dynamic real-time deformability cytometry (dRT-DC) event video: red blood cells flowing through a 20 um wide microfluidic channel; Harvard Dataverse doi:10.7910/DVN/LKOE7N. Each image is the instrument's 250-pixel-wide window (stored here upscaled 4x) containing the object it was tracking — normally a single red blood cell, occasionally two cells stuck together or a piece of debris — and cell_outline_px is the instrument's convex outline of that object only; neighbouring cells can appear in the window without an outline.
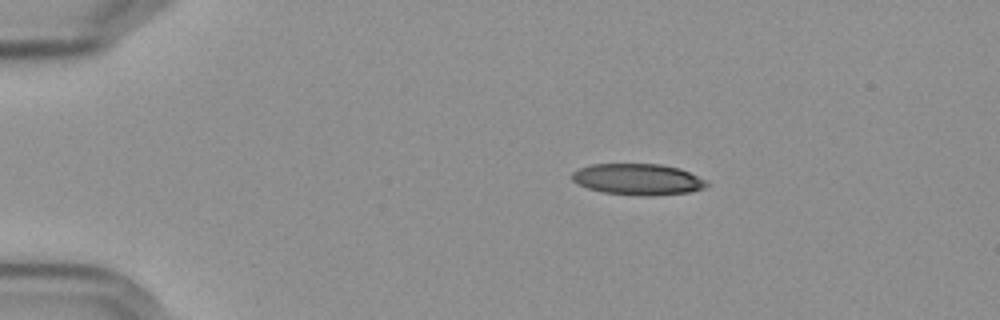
{"species": "Egyptian fruit bat (a non-hibernating species)", "species_latin": "Rousettus aegyptiacus", "temperature_condition": "cold", "stored_images_in_passage": 47, "camera_frame_rate_fps": 3000, "um_per_image_px": 0.085, "frame": {"image": 1, "passage_image": 1, "time_ms": 0.0, "image_size_px": [1000, 320], "cell_outline_px": [[708, 184], [704, 188], [688, 192], [644, 196], [604, 192], [588, 188], [576, 184], [572, 180], [572, 172], [580, 168], [592, 164], [660, 164], [680, 168], [704, 180]], "centroid_in_image_um": [54.17, 15.23], "position_along_channel_um": 30.8, "area_um2": 24.22}}
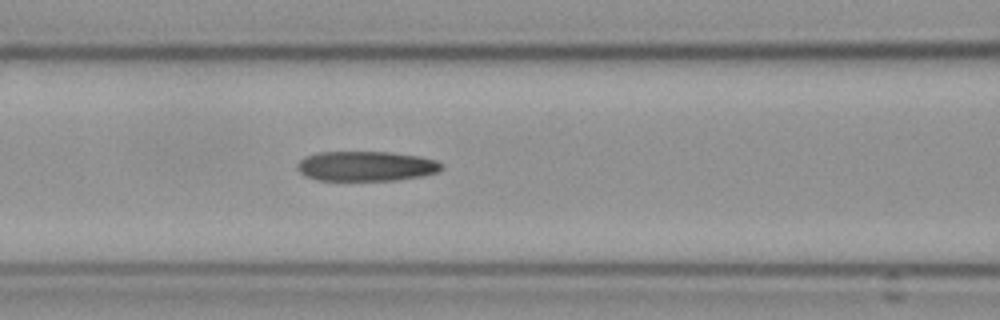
{"frame": {"image": 2, "passage_image": 15, "time_ms": 4.667, "image_size_px": [1000, 320], "cell_outline_px": [[444, 168], [436, 172], [424, 176], [396, 180], [320, 180], [308, 176], [300, 172], [296, 168], [296, 164], [304, 156], [320, 152], [388, 152], [416, 156], [436, 160]], "centroid_in_image_um": [31.1, 14.12], "position_along_channel_um": 135.5, "area_um2": 24.97}}
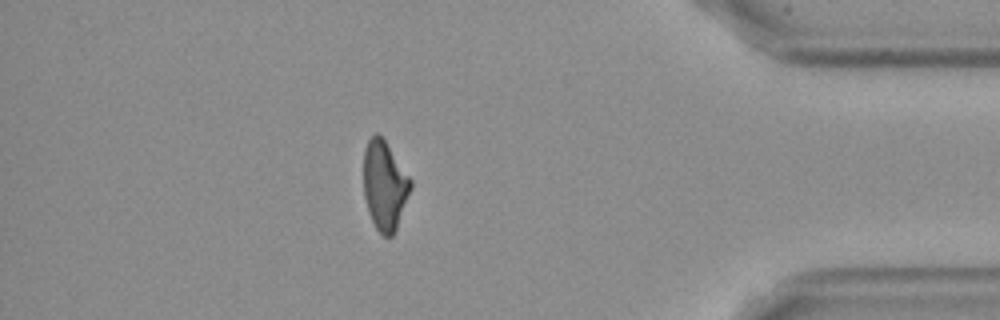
{"frame": {"image": 3, "passage_image": 40, "time_ms": 13.0, "image_size_px": [1000, 320], "cell_outline_px": [[412, 188], [396, 228], [392, 236], [384, 236], [376, 228], [372, 220], [364, 196], [364, 148], [368, 140], [376, 132], [384, 140], [412, 180]], "centroid_in_image_um": [32.7, 15.75], "position_along_channel_um": 402.5, "area_um2": 24.04}, "authors_computed_cell_mechanics": {"area_um2": 25.432, "velocity_mm_per_s": 3.614, "shape_relaxation_time_tau1_ms": null, "shape_relaxation_time_tau2_ms": 3.6421, "deformation_change_tau1": null, "deformation_change_tau2": 0.1304}}